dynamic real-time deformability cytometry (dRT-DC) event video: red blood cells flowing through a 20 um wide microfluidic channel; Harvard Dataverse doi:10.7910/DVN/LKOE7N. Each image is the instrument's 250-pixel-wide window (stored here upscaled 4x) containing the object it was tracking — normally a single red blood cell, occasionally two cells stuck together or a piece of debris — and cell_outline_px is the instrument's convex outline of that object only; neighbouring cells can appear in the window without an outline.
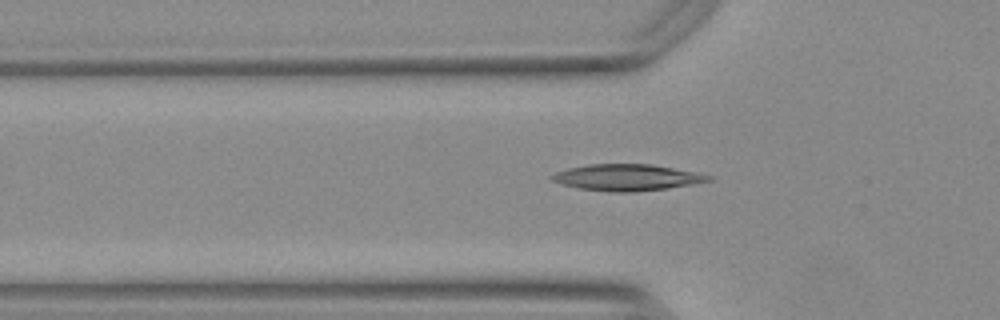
{"species": "Egyptian fruit bat (a non-hibernating species)", "species_latin": "Rousettus aegyptiacus", "temperature_condition": "warm", "stored_images_in_passage": 44, "camera_frame_rate_fps": 3000, "um_per_image_px": 0.085, "animal": {"sex": "female"}, "frame": {"image": 1, "passage_image": 14, "time_ms": 4.333, "image_size_px": [1000, 320], "cell_outline_px": [[712, 180], [692, 184], [668, 188], [636, 192], [608, 192], [580, 188], [564, 184], [552, 180], [548, 176], [556, 172], [568, 168], [588, 164], [652, 164], [696, 172], [712, 176]], "centroid_in_image_um": [53.29, 15.08], "position_along_channel_um": 72.5, "area_um2": 24.04}}
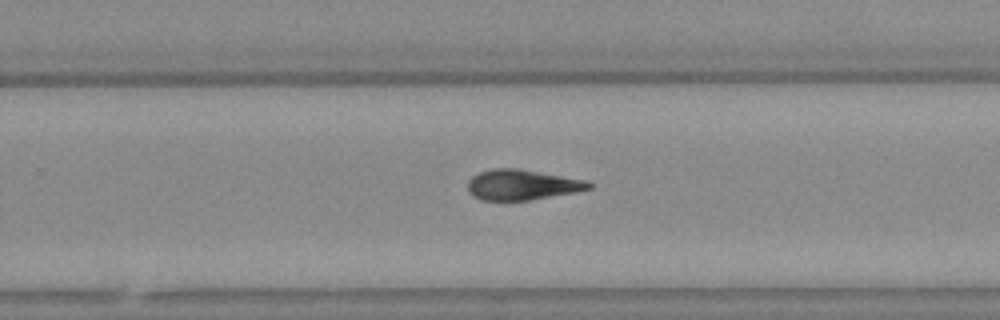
{"frame": {"image": 2, "passage_image": 31, "time_ms": 10.0, "image_size_px": [1000, 320], "cell_outline_px": [[592, 188], [576, 192], [528, 200], [480, 200], [472, 196], [468, 192], [468, 180], [472, 176], [480, 172], [492, 168], [516, 168], [588, 180], [592, 184]], "centroid_in_image_um": [44.36, 15.7], "position_along_channel_um": 285.4, "area_um2": 21.5}}
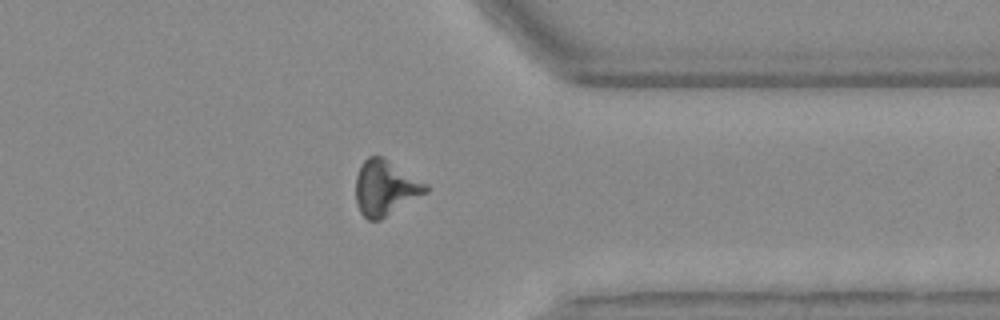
{"frame": {"image": 3, "passage_image": 39, "time_ms": 12.667, "image_size_px": [1000, 320], "cell_outline_px": [[428, 192], [380, 220], [368, 220], [360, 212], [356, 204], [356, 176], [360, 164], [368, 156], [380, 156], [428, 184]], "centroid_in_image_um": [32.73, 15.98], "position_along_channel_um": 378.7, "area_um2": 22.37}, "authors_computed_cell_mechanics": {"area_um2": 22.0796, "velocity_mm_per_s": 3.7549, "shape_relaxation_time_tau1_ms": 9.9039, "shape_relaxation_time_tau2_ms": null, "deformation_change_tau1": 0.2223, "deformation_change_tau2": null}}